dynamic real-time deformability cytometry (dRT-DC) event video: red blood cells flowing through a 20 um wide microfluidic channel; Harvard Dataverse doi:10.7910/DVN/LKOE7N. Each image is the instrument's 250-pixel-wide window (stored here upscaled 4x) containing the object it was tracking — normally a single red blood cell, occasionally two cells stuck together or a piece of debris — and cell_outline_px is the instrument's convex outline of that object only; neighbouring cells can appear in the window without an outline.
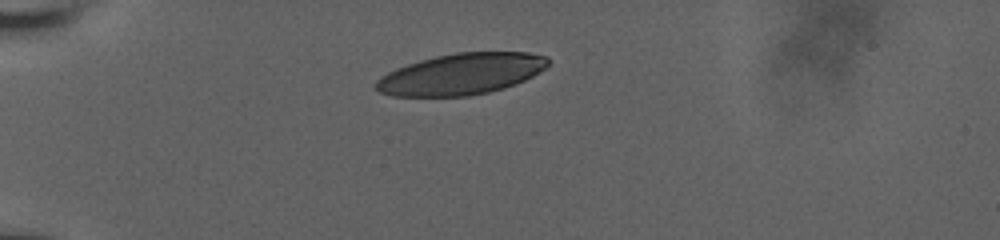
{"species": "human", "species_latin": "Homo sapiens", "temperature_condition": "room temperature", "stored_images_in_passage": 17, "camera_frame_rate_fps": 3000, "um_per_image_px": 0.085, "donor": {"sex": "male"}, "frame": {"image": 1, "passage_image": 1, "time_ms": 0.0, "image_size_px": [1000, 240], "cell_outline_px": [[552, 60], [544, 68], [532, 76], [516, 84], [504, 88], [488, 92], [468, 96], [392, 96], [380, 92], [376, 88], [376, 80], [380, 76], [396, 68], [420, 60], [436, 56], [456, 52], [528, 52], [548, 56]], "centroid_in_image_um": [39.22, 6.29], "position_along_channel_um": 45.8, "area_um2": 41.38}}
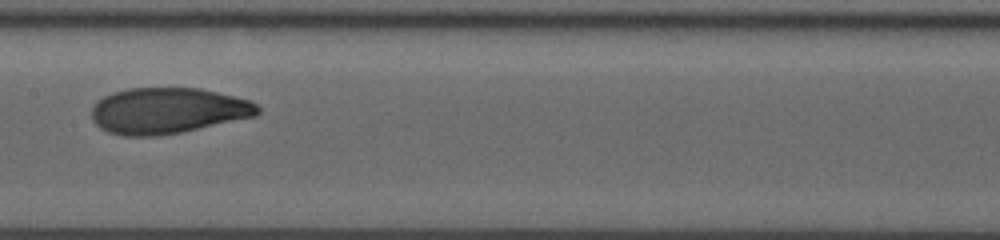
{"frame": {"image": 2, "passage_image": 10, "time_ms": 5.0, "image_size_px": [1000, 240], "cell_outline_px": [[260, 112], [256, 116], [180, 132], [156, 136], [124, 136], [108, 132], [100, 128], [92, 120], [92, 108], [96, 100], [112, 92], [128, 88], [200, 88], [248, 100], [256, 104], [260, 108]], "centroid_in_image_um": [14.21, 9.41], "position_along_channel_um": 193.2, "area_um2": 44.39}}
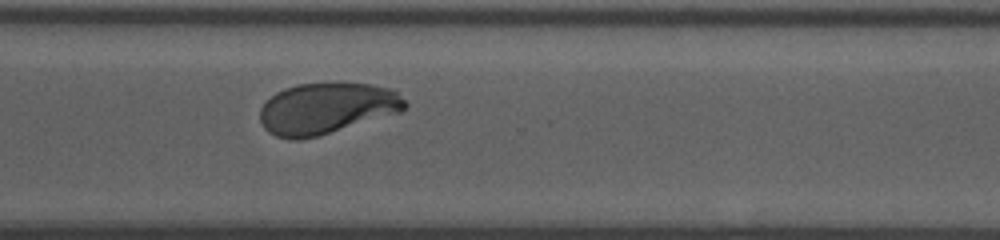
{"frame": {"image": 3, "passage_image": 17, "time_ms": 9.0, "image_size_px": [1000, 240], "cell_outline_px": [[408, 104], [400, 112], [320, 136], [296, 140], [292, 140], [276, 136], [268, 132], [264, 128], [260, 120], [260, 108], [276, 92], [284, 88], [296, 84], [336, 80], [368, 84], [392, 88]], "centroid_in_image_um": [27.76, 9.18], "position_along_channel_um": 342.8, "area_um2": 44.04}}